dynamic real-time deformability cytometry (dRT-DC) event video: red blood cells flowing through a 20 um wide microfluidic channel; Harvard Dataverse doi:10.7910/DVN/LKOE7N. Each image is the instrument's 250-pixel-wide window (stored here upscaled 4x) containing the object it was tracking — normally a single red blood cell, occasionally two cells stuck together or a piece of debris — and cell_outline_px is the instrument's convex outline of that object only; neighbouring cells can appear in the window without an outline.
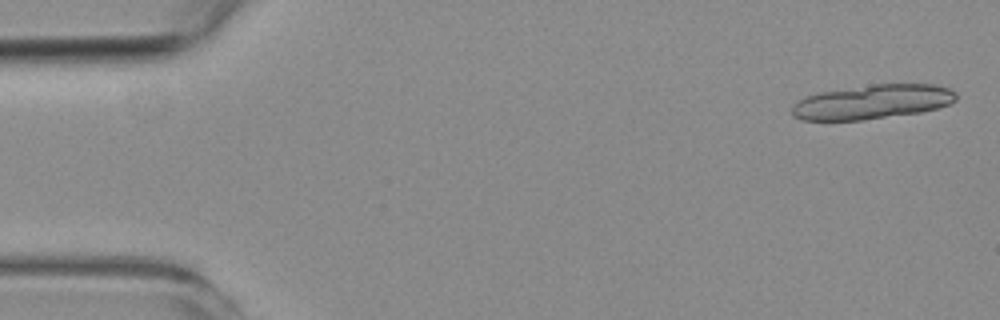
{"species": "common noctule bat (a hibernating species)", "species_latin": "Nyctalus noctula", "temperature_condition": "room temperature", "stored_images_in_passage": 5, "camera_frame_rate_fps": 3000, "um_per_image_px": 0.085, "animal": {"sex": "female", "body_mass_g": 19.3, "forearm_length_mm": 54.1}, "frame": {"image": 1, "passage_image": 1, "time_ms": 0.0, "image_size_px": [1000, 320], "cell_outline_px": [[956, 100], [948, 104], [936, 108], [920, 112], [860, 120], [800, 120], [792, 116], [792, 104], [804, 96], [820, 92], [872, 84], [936, 84], [948, 88], [956, 92]], "centroid_in_image_um": [74.11, 8.65], "position_along_channel_um": 10.9, "area_um2": 32.83}}